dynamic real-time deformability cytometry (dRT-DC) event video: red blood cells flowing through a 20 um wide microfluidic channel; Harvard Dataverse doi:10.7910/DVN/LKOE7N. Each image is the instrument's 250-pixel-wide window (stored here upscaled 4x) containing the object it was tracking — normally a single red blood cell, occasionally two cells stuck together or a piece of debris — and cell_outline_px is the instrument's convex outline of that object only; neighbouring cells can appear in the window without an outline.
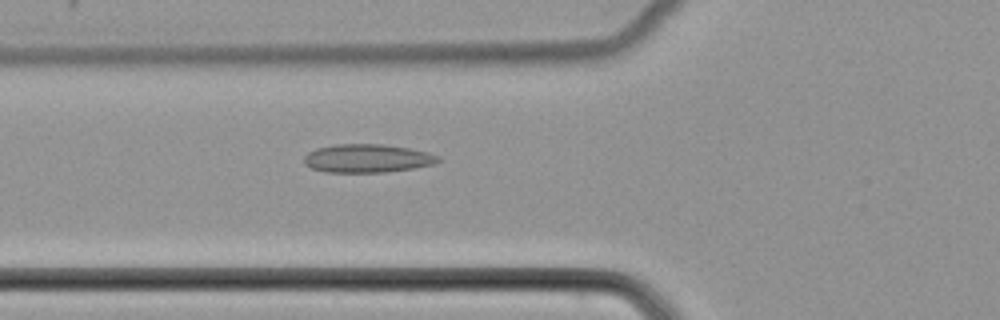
{"species": "common noctule bat (a hibernating species)", "species_latin": "Nyctalus noctula", "temperature_condition": "cold", "stored_images_in_passage": 42, "camera_frame_rate_fps": 3000, "um_per_image_px": 0.085, "animal": {"sex": "female", "body_mass_g": 22.7, "forearm_length_mm": 54.2}, "frame": {"image": 1, "passage_image": 10, "time_ms": 3.0, "image_size_px": [1000, 320], "cell_outline_px": [[440, 160], [436, 164], [412, 168], [384, 172], [324, 172], [312, 168], [304, 164], [304, 156], [308, 152], [316, 148], [336, 144], [384, 144], [408, 148], [428, 152], [440, 156]], "centroid_in_image_um": [31.22, 13.46], "position_along_channel_um": 94.6, "area_um2": 22.25}}
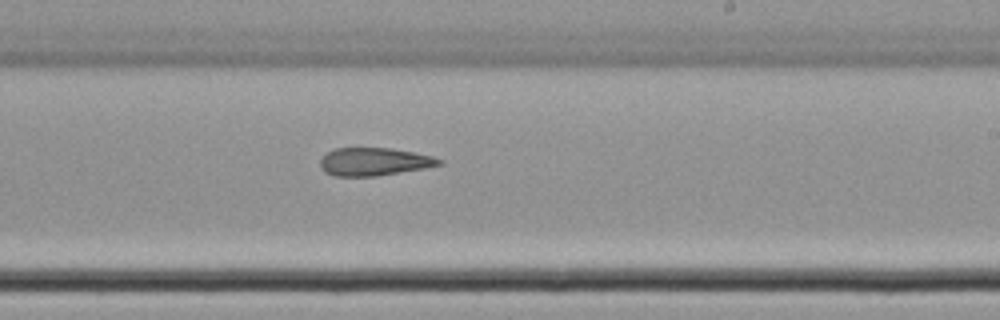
{"frame": {"image": 2, "passage_image": 22, "time_ms": 7.0, "image_size_px": [1000, 320], "cell_outline_px": [[444, 164], [424, 168], [376, 176], [336, 176], [324, 172], [320, 168], [320, 160], [328, 152], [336, 148], [392, 148], [432, 156], [444, 160]], "centroid_in_image_um": [31.81, 13.74], "position_along_channel_um": 257.2, "area_um2": 19.31}}
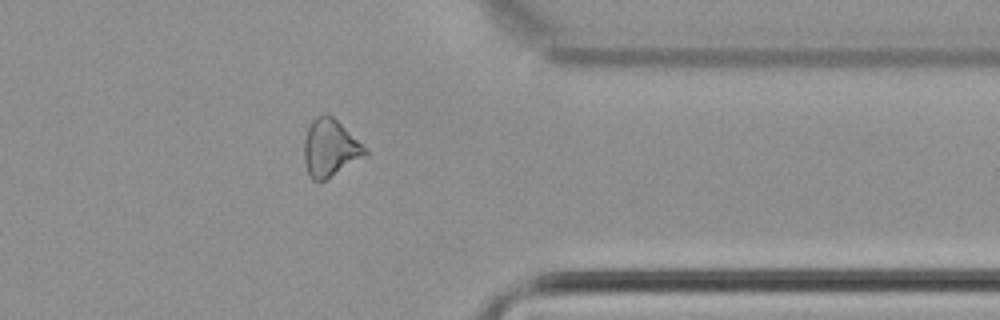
{"frame": {"image": 3, "passage_image": 32, "time_ms": 10.333, "image_size_px": [1000, 320], "cell_outline_px": [[368, 152], [364, 156], [324, 180], [312, 180], [308, 172], [304, 160], [304, 140], [308, 128], [312, 120], [316, 116], [328, 112], [368, 148]], "centroid_in_image_um": [28.05, 12.53], "position_along_channel_um": 383.3, "area_um2": 20.17}}